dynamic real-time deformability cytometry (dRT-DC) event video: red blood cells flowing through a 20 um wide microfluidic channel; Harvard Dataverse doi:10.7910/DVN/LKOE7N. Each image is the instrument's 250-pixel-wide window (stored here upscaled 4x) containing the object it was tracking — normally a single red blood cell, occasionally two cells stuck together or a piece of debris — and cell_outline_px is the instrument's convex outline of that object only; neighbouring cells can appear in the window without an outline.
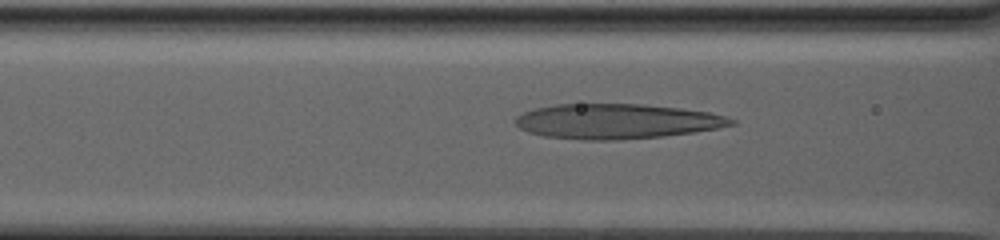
{"species": "human", "species_latin": "Homo sapiens", "temperature_condition": "warm", "stored_images_in_passage": 84, "camera_frame_rate_fps": 3000, "um_per_image_px": 0.085, "donor": {"sex": "male"}, "frame": {"image": 1, "passage_image": 38, "time_ms": 12.333, "image_size_px": [1000, 240], "cell_outline_px": [[736, 124], [716, 128], [692, 132], [664, 136], [616, 140], [584, 140], [544, 136], [528, 132], [520, 128], [512, 120], [516, 116], [524, 112], [536, 108], [556, 104], [644, 104], [680, 108], [708, 112], [724, 116], [736, 120]], "centroid_in_image_um": [52.38, 10.31], "position_along_channel_um": 114.2, "area_um2": 43.93}}
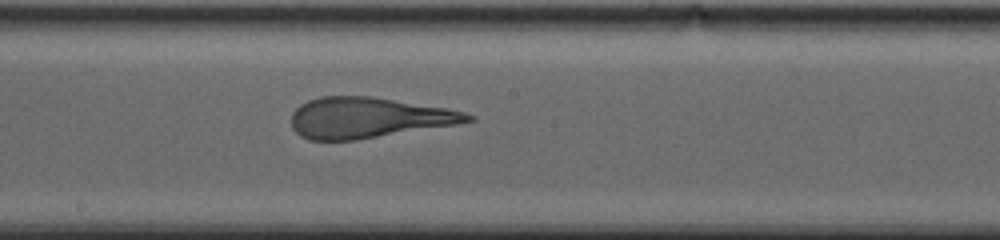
{"frame": {"image": 2, "passage_image": 50, "time_ms": 16.333, "image_size_px": [1000, 240], "cell_outline_px": [[476, 120], [456, 124], [356, 140], [308, 140], [300, 136], [292, 128], [292, 112], [300, 104], [308, 100], [320, 96], [372, 96], [444, 108], [464, 112], [476, 116]], "centroid_in_image_um": [31.26, 10.0], "position_along_channel_um": 216.9, "area_um2": 41.62}}
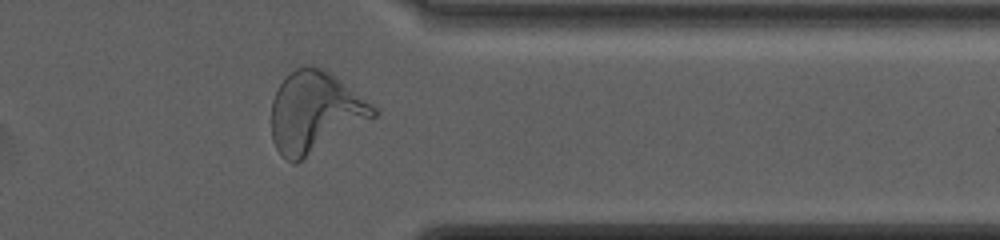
{"frame": {"image": 3, "passage_image": 70, "time_ms": 23.0, "image_size_px": [1000, 240], "cell_outline_px": [[380, 112], [376, 116], [296, 164], [292, 164], [276, 148], [272, 140], [272, 100], [280, 84], [296, 68], [308, 64], [312, 64], [328, 72], [340, 80], [372, 104]], "centroid_in_image_um": [26.76, 9.55], "position_along_channel_um": 384.6, "area_um2": 47.51}}